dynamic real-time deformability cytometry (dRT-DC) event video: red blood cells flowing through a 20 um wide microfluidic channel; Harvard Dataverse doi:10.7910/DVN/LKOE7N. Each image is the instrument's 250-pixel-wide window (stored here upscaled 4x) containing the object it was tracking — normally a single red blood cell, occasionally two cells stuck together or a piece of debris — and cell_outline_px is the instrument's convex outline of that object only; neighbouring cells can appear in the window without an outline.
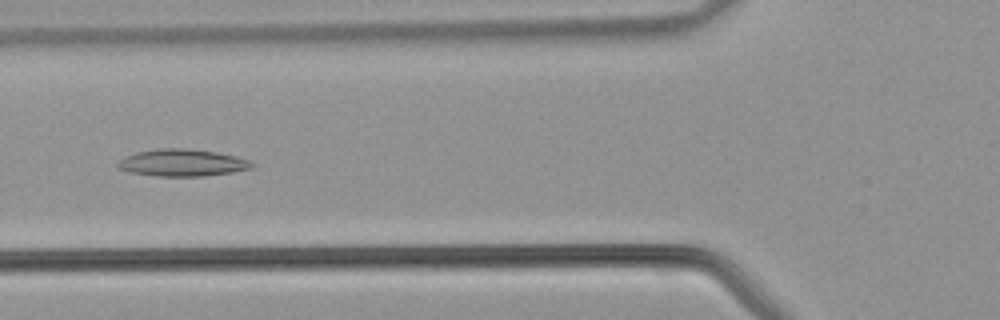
{"species": "common noctule bat (a hibernating species)", "species_latin": "Nyctalus noctula", "temperature_condition": "warm", "stored_images_in_passage": 37, "camera_frame_rate_fps": 3000, "um_per_image_px": 0.085, "animal": {"sex": "male", "body_mass_g": 21.5, "forearm_length_mm": 52.0}, "frame": {"image": 1, "passage_image": 10, "time_ms": 3.0, "image_size_px": [1000, 320], "cell_outline_px": [[256, 164], [252, 168], [232, 172], [204, 176], [156, 176], [132, 172], [120, 168], [116, 164], [120, 160], [136, 152], [160, 148], [188, 148], [216, 152], [236, 156], [248, 160]], "centroid_in_image_um": [15.54, 13.83], "position_along_channel_um": 110.3, "area_um2": 20.98}}
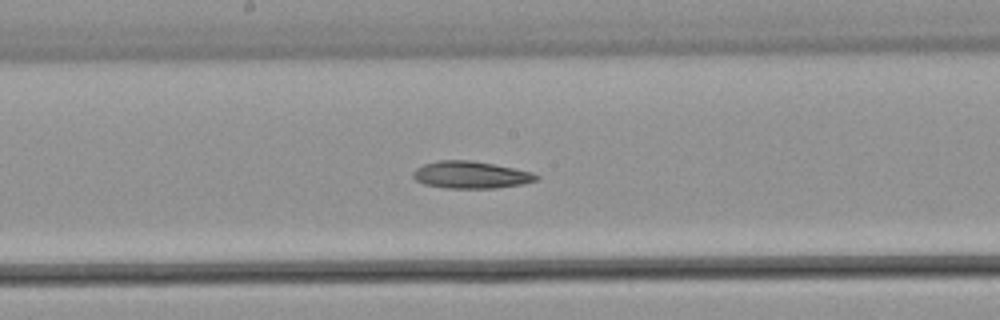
{"frame": {"image": 2, "passage_image": 16, "time_ms": 5.0, "image_size_px": [1000, 320], "cell_outline_px": [[540, 176], [536, 180], [524, 184], [496, 188], [444, 188], [424, 184], [416, 180], [412, 176], [412, 172], [416, 168], [424, 164], [440, 160], [468, 160], [492, 164], [532, 172]], "centroid_in_image_um": [40.0, 14.87], "position_along_channel_um": 208.2, "area_um2": 19.42}}
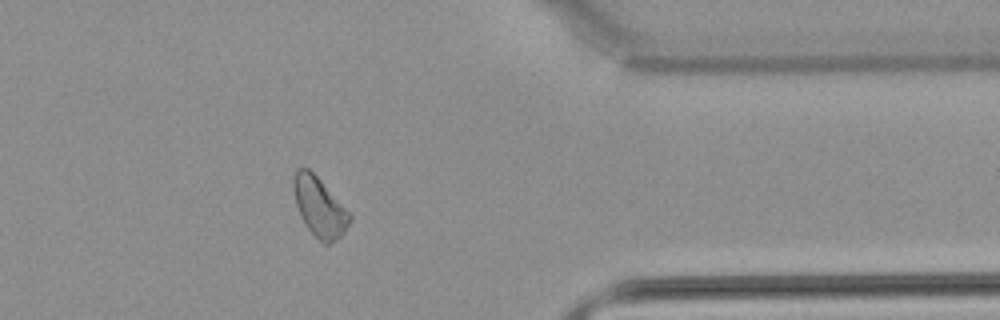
{"frame": {"image": 3, "passage_image": 28, "time_ms": 9.0, "image_size_px": [1000, 320], "cell_outline_px": [[352, 220], [344, 232], [336, 240], [328, 244], [324, 244], [304, 224], [300, 216], [296, 204], [292, 184], [292, 180], [296, 172], [300, 168], [308, 168], [352, 212]], "centroid_in_image_um": [27.19, 17.6], "position_along_channel_um": 384.2, "area_um2": 19.48}}